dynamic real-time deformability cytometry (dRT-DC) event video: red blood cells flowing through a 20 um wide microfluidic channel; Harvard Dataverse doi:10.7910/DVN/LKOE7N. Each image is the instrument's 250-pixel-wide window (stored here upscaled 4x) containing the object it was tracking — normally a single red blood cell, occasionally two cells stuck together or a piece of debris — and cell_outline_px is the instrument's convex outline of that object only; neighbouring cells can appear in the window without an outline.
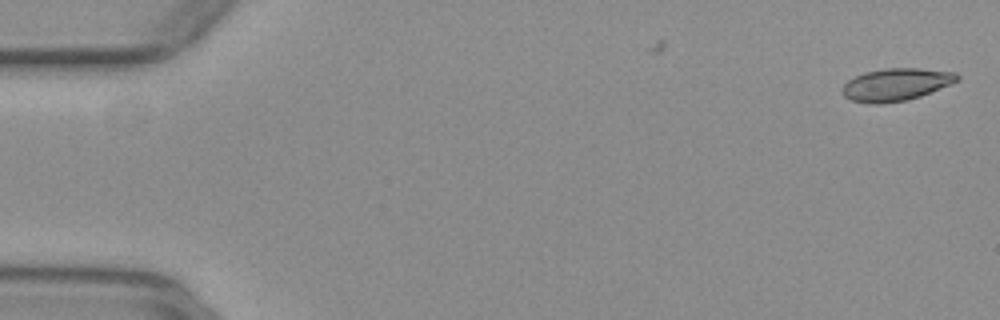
{"species": "common noctule bat (a hibernating species)", "species_latin": "Nyctalus noctula", "temperature_condition": "warm", "stored_images_in_passage": 9, "camera_frame_rate_fps": 3000, "um_per_image_px": 0.085, "animal": {"sex": "female", "body_mass_g": 29.2, "forearm_length_mm": 56.3}, "frame": {"image": 1, "passage_image": 1, "time_ms": 0.0, "image_size_px": [1000, 320], "cell_outline_px": [[960, 80], [920, 96], [908, 100], [880, 104], [868, 104], [852, 100], [844, 96], [840, 92], [840, 88], [848, 80], [864, 72], [884, 68], [920, 68], [956, 72], [960, 76]], "centroid_in_image_um": [76.14, 7.18], "position_along_channel_um": 8.9, "area_um2": 21.96}}